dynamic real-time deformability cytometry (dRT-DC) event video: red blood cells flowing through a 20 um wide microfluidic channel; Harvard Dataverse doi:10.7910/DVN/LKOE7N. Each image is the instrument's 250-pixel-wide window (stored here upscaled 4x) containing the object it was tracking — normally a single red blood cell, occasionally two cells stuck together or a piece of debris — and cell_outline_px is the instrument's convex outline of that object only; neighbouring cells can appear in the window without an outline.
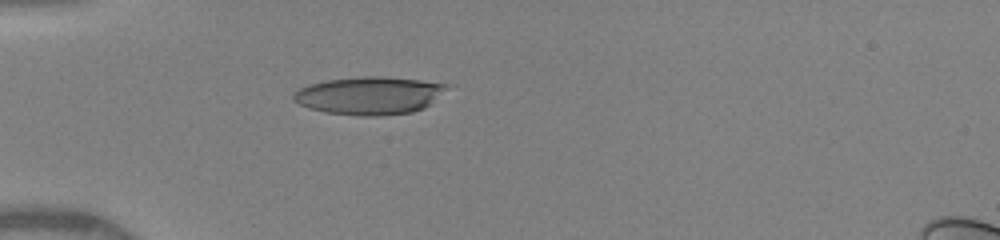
{"species": "human", "species_latin": "Homo sapiens", "temperature_condition": "warm", "stored_images_in_passage": 35, "camera_frame_rate_fps": 3000, "um_per_image_px": 0.085, "donor": {"sex": "female"}, "frame": {"image": 1, "passage_image": 1, "time_ms": 0.0, "image_size_px": [1000, 240], "cell_outline_px": [[448, 88], [424, 108], [412, 112], [376, 116], [360, 116], [328, 112], [308, 108], [292, 100], [292, 96], [300, 88], [312, 84], [328, 80], [364, 76], [384, 76], [420, 80], [448, 84]], "centroid_in_image_um": [31.4, 8.12], "position_along_channel_um": 53.6, "area_um2": 33.47}}
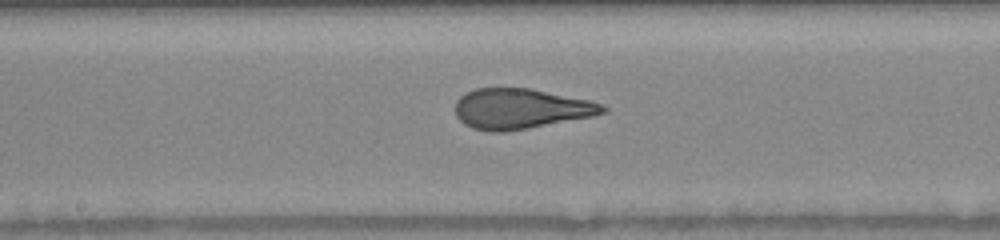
{"frame": {"image": 2, "passage_image": 13, "time_ms": 4.0, "image_size_px": [1000, 240], "cell_outline_px": [[608, 112], [592, 116], [528, 128], [504, 132], [488, 132], [472, 128], [464, 124], [456, 116], [456, 100], [464, 92], [476, 88], [528, 88], [592, 100], [608, 108]], "centroid_in_image_um": [44.24, 9.24], "position_along_channel_um": 204.0, "area_um2": 34.74}}
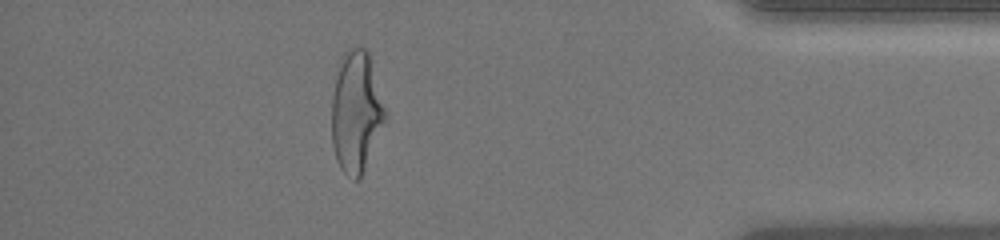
{"frame": {"image": 3, "passage_image": 30, "time_ms": 9.667, "image_size_px": [1000, 240], "cell_outline_px": [[388, 116], [360, 176], [356, 180], [352, 180], [340, 168], [336, 160], [332, 144], [332, 96], [336, 76], [344, 52], [348, 48], [356, 44], [364, 48], [368, 52]], "centroid_in_image_um": [30.27, 9.48], "position_along_channel_um": 404.9, "area_um2": 37.57}, "authors_computed_cell_mechanics": {"area_um2": 35.3736, "velocity_mm_per_s": 4.1376, "shape_relaxation_time_tau1_ms": 7.3866, "shape_relaxation_time_tau2_ms": 0.7687, "deformation_change_tau1": 0.2739, "deformation_change_tau2": 0.0969}}